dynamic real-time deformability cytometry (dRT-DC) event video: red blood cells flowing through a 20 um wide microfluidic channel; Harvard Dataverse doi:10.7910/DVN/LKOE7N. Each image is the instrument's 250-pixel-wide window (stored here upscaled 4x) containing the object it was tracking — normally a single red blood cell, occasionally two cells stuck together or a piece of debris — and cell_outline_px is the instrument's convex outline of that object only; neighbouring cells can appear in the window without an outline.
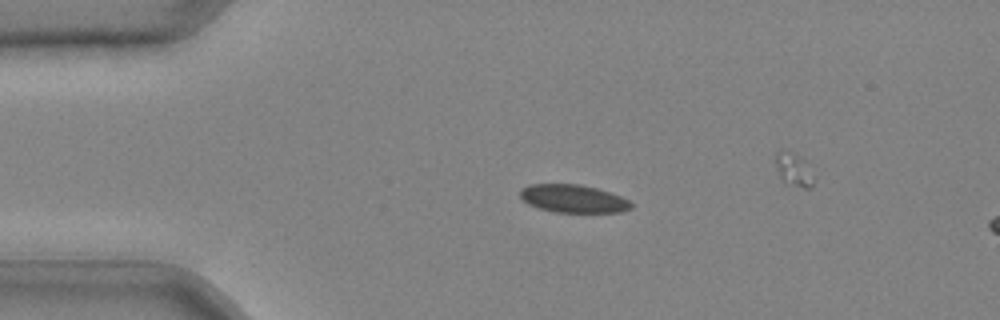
{"species": "common noctule bat (a hibernating species)", "species_latin": "Nyctalus noctula", "temperature_condition": "cold", "stored_images_in_passage": 31, "camera_frame_rate_fps": 3000, "um_per_image_px": 0.085, "animal": {"sex": "male", "body_mass_g": 20.4}, "frame": {"image": 1, "passage_image": 1, "time_ms": 0.0, "image_size_px": [1000, 320], "cell_outline_px": [[632, 208], [620, 212], [556, 212], [536, 208], [528, 204], [520, 196], [520, 188], [528, 184], [580, 184], [596, 188], [620, 196], [628, 200], [632, 204]], "centroid_in_image_um": [48.68, 16.88], "position_along_channel_um": 36.3, "area_um2": 18.09}}
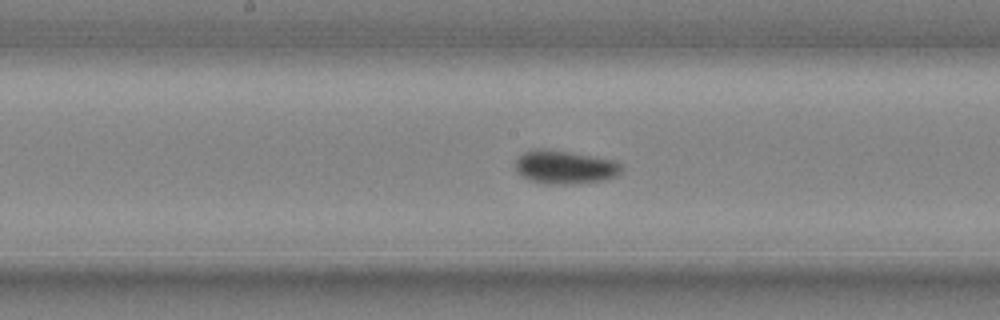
{"frame": {"image": 2, "passage_image": 14, "time_ms": 4.333, "image_size_px": [1000, 320], "cell_outline_px": [[620, 172], [616, 176], [604, 180], [564, 184], [548, 184], [532, 180], [516, 172], [516, 160], [524, 152], [568, 152], [616, 160], [620, 164]], "centroid_in_image_um": [48.07, 14.25], "position_along_channel_um": 200.1, "area_um2": 19.59}}
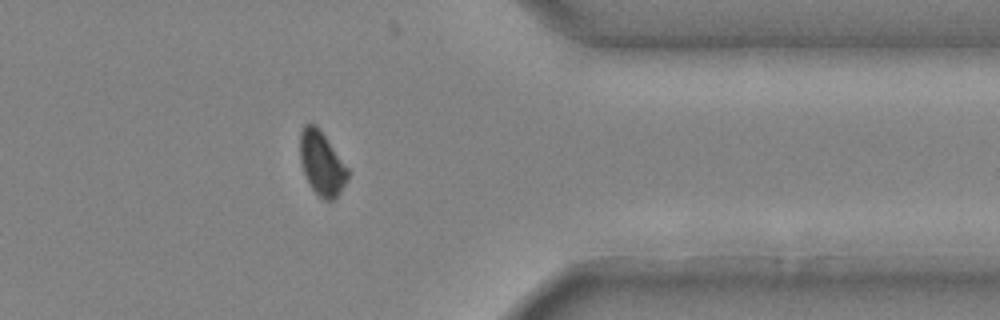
{"frame": {"image": 3, "passage_image": 27, "time_ms": 8.667, "image_size_px": [1000, 320], "cell_outline_px": [[348, 176], [340, 192], [332, 200], [324, 200], [308, 184], [300, 160], [300, 132], [304, 124], [316, 124], [348, 168]], "centroid_in_image_um": [27.32, 13.87], "position_along_channel_um": 384.1, "area_um2": 17.46}}